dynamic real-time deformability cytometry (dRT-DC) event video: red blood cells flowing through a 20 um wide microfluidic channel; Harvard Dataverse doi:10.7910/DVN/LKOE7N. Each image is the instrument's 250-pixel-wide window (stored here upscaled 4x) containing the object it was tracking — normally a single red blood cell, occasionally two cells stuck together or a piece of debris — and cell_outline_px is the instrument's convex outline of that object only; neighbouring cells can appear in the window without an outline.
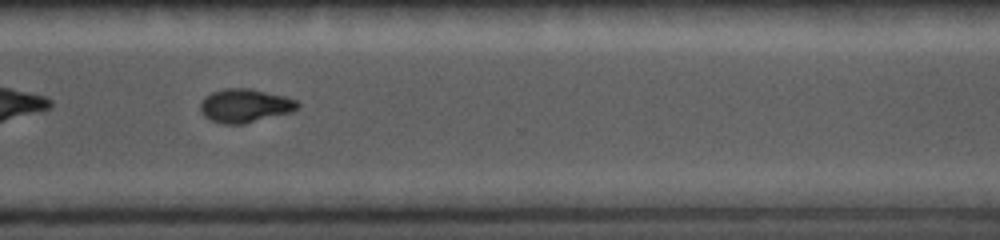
{"species": "common noctule bat (a hibernating species)", "species_latin": "Nyctalus noctula", "temperature_condition": "cold", "stored_images_in_passage": 21, "camera_frame_rate_fps": 5000, "um_per_image_px": 0.085, "animal": {"sex": "female", "body_mass_g": 19.0, "forearm_length_mm": 56.7}, "frame": {"image": 1, "passage_image": 15, "time_ms": 7.6, "image_size_px": [1000, 240], "cell_outline_px": [[300, 108], [288, 112], [244, 124], [224, 124], [212, 120], [204, 116], [200, 112], [200, 104], [204, 96], [212, 92], [224, 88], [248, 88], [284, 96], [296, 100], [300, 104]], "centroid_in_image_um": [20.78, 8.97], "position_along_channel_um": 349.8, "area_um2": 18.9}}